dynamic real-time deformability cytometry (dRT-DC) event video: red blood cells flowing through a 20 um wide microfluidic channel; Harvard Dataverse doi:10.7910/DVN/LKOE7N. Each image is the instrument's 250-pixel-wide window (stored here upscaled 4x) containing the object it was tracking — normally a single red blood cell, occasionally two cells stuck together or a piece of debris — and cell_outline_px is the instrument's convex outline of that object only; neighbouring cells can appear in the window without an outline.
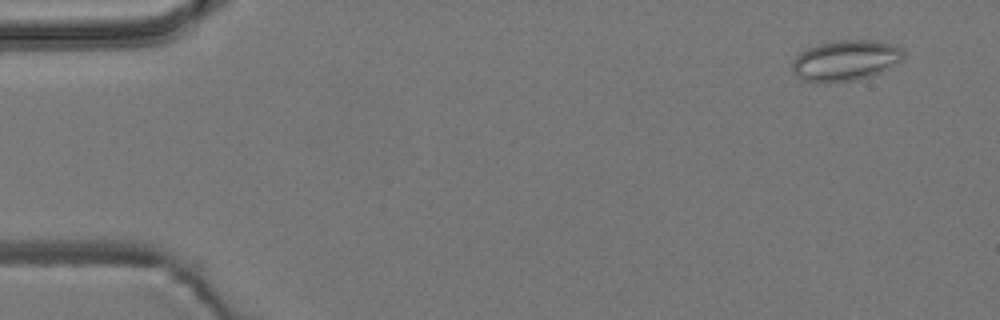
{"species": "common noctule bat (a hibernating species)", "species_latin": "Nyctalus noctula", "temperature_condition": "room temperature", "stored_images_in_passage": 54, "camera_frame_rate_fps": 3000, "um_per_image_px": 0.085, "animal": {"sex": "male", "body_mass_g": 19.2, "forearm_length_mm": 51.8}, "frame": {"image": 1, "passage_image": 4, "time_ms": 1.0, "image_size_px": [1000, 320], "cell_outline_px": [[904, 56], [900, 60], [888, 68], [872, 76], [852, 80], [828, 84], [804, 80], [796, 76], [792, 68], [792, 60], [800, 52], [808, 48], [832, 40], [876, 40], [900, 48], [904, 52]], "centroid_in_image_um": [71.82, 5.15], "position_along_channel_um": 13.2, "area_um2": 26.3}}
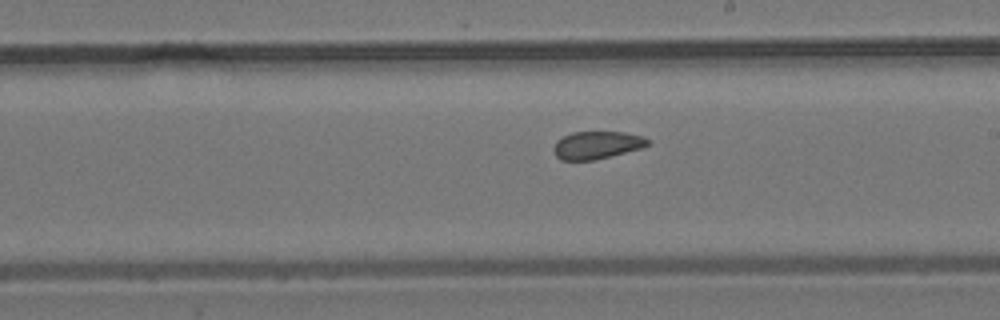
{"frame": {"image": 2, "passage_image": 31, "time_ms": 10.0, "image_size_px": [1000, 320], "cell_outline_px": [[652, 144], [640, 148], [612, 156], [596, 160], [560, 160], [556, 156], [552, 148], [556, 140], [572, 132], [624, 132], [644, 136], [652, 140]], "centroid_in_image_um": [50.76, 12.33], "position_along_channel_um": 238.2, "area_um2": 15.43}}
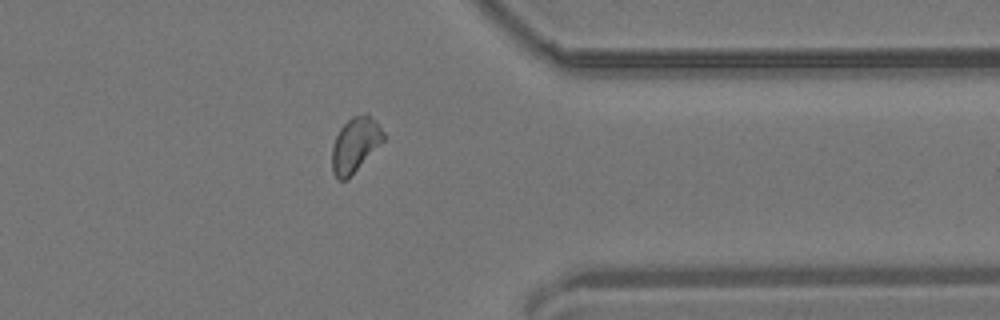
{"frame": {"image": 3, "passage_image": 43, "time_ms": 14.0, "image_size_px": [1000, 320], "cell_outline_px": [[384, 140], [344, 180], [336, 180], [332, 172], [332, 144], [340, 128], [352, 116], [368, 112], [384, 132]], "centroid_in_image_um": [30.16, 12.25], "position_along_channel_um": 381.2, "area_um2": 16.01}, "authors_computed_cell_mechanics": {"area_um2": 16.6175, "velocity_mm_per_s": 3.8282, "shape_relaxation_time_tau1_ms": null, "shape_relaxation_time_tau2_ms": 2.158, "deformation_change_tau1": null, "deformation_change_tau2": 0.0726}}